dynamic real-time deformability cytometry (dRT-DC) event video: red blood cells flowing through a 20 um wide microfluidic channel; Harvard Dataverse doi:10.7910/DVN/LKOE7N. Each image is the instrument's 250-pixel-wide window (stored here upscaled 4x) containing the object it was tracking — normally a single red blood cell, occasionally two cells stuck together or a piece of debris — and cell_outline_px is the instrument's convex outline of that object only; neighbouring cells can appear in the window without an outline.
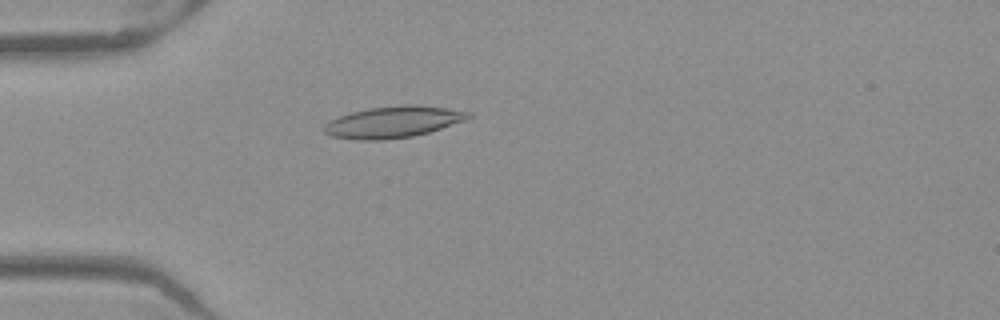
{"species": "Egyptian fruit bat (a non-hibernating species)", "species_latin": "Rousettus aegyptiacus", "temperature_condition": "warm", "stored_images_in_passage": 52, "camera_frame_rate_fps": 3000, "um_per_image_px": 0.085, "frame": {"image": 1, "passage_image": 15, "time_ms": 4.667, "image_size_px": [1000, 320], "cell_outline_px": [[472, 116], [468, 120], [428, 132], [412, 136], [384, 140], [360, 140], [332, 136], [324, 132], [324, 124], [340, 116], [352, 112], [368, 108], [404, 104], [412, 104], [448, 108], [472, 112]], "centroid_in_image_um": [33.47, 10.36], "position_along_channel_um": 51.5, "area_um2": 26.47}}
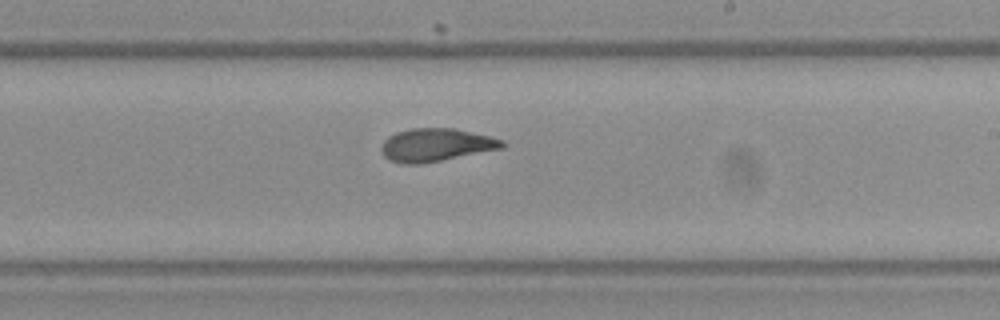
{"frame": {"image": 2, "passage_image": 31, "time_ms": 10.0, "image_size_px": [1000, 320], "cell_outline_px": [[508, 144], [504, 148], [420, 164], [400, 164], [388, 160], [384, 156], [380, 148], [384, 140], [388, 136], [396, 132], [412, 128], [452, 128], [488, 136], [504, 140]], "centroid_in_image_um": [37.04, 12.33], "position_along_channel_um": 252.0, "area_um2": 23.29}}
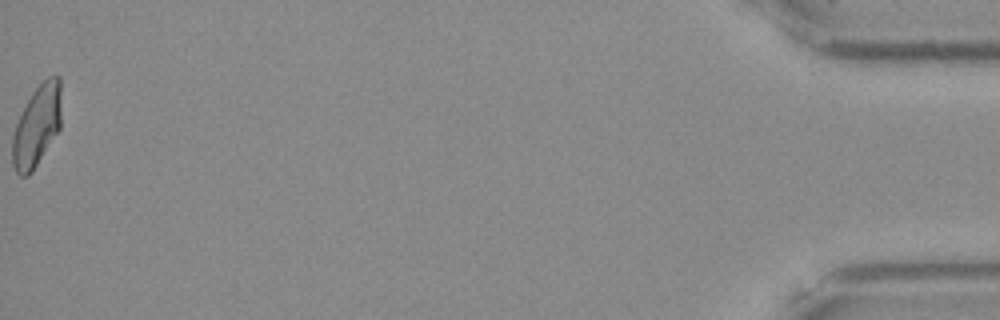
{"frame": {"image": 3, "passage_image": 52, "time_ms": 17.0, "image_size_px": [1000, 320], "cell_outline_px": [[60, 128], [32, 172], [28, 176], [20, 176], [16, 172], [12, 164], [12, 136], [16, 124], [32, 92], [48, 76], [60, 76]], "centroid_in_image_um": [3.12, 10.72], "position_along_channel_um": 432.1, "area_um2": 22.89}, "authors_computed_cell_mechanics": {"area_um2": 23.5535, "velocity_mm_per_s": 3.9704, "shape_relaxation_time_tau1_ms": null, "shape_relaxation_time_tau2_ms": 1.6121, "deformation_change_tau1": null, "deformation_change_tau2": 0.0906}}